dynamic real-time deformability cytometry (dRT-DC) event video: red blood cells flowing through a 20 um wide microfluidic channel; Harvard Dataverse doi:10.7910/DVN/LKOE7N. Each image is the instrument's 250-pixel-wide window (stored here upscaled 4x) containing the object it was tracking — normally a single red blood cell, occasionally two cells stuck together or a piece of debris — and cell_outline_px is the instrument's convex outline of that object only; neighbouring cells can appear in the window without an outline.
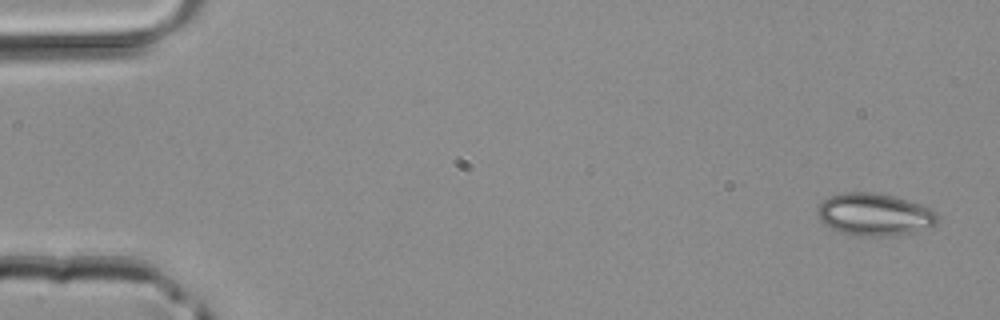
{"species": "common noctule bat (a hibernating species)", "species_latin": "Nyctalus noctula", "temperature_condition": "room temperature", "stored_images_in_passage": 4, "camera_frame_rate_fps": 3000, "um_per_image_px": 0.085, "animal": {"sex": "male", "body_mass_g": 20.4}, "frame": {"image": 1, "passage_image": 1, "time_ms": 0.0, "image_size_px": [1000, 320], "cell_outline_px": [[940, 220], [936, 224], [908, 232], [876, 236], [864, 236], [844, 232], [832, 228], [824, 224], [820, 220], [816, 208], [824, 200], [832, 196], [844, 192], [872, 192], [892, 196], [932, 208], [940, 216]], "centroid_in_image_um": [74.33, 18.21], "position_along_channel_um": 10.7, "area_um2": 28.96}}